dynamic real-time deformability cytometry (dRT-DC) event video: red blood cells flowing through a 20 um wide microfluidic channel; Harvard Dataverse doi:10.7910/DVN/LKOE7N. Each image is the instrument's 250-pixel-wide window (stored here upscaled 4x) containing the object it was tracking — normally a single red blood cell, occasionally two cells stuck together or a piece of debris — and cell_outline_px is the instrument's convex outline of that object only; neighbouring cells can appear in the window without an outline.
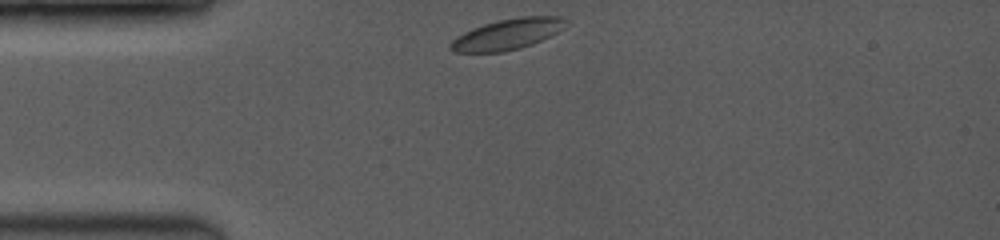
{"species": "common noctule bat (a hibernating species)", "species_latin": "Nyctalus noctula", "temperature_condition": "room temperature", "stored_images_in_passage": 9, "segment_of_instrument_passage": [1, 2], "camera_frame_rate_fps": 3500, "um_per_image_px": 0.085, "animal": {"sex": "female", "body_mass_g": 19.0, "forearm_length_mm": 53.3}, "frame": {"image": 1, "passage_image": 1, "time_ms": 0.0, "image_size_px": [1000, 240], "cell_outline_px": [[572, 20], [564, 28], [540, 40], [520, 48], [500, 52], [452, 52], [448, 48], [448, 44], [456, 36], [472, 28], [484, 24], [500, 20], [520, 16], [564, 16]], "centroid_in_image_um": [43.15, 2.89], "position_along_channel_um": 41.9, "area_um2": 20.81}}
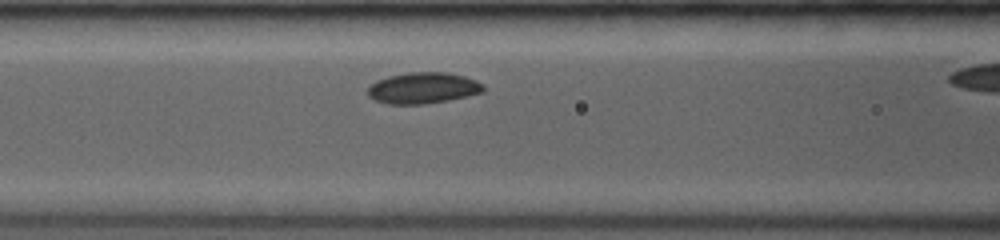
{"frame": {"image": 2, "passage_image": 6, "time_ms": 2.857, "image_size_px": [1000, 240], "cell_outline_px": [[484, 92], [468, 96], [448, 100], [424, 104], [388, 104], [376, 100], [368, 96], [368, 88], [376, 80], [388, 76], [408, 72], [448, 72], [464, 76], [476, 80], [484, 84]], "centroid_in_image_um": [35.98, 7.47], "position_along_channel_um": 130.6, "area_um2": 21.1}}
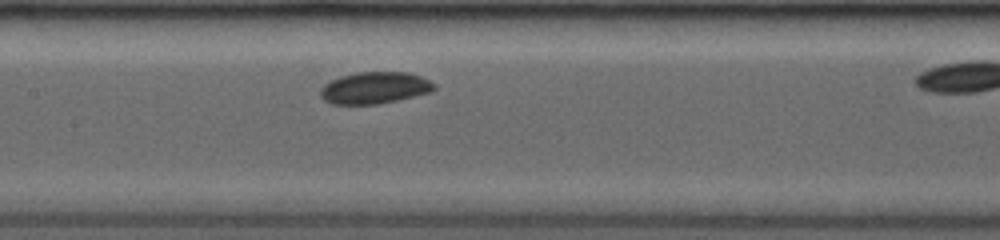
{"frame": {"image": 3, "passage_image": 8, "time_ms": 4.0, "image_size_px": [1000, 240], "cell_outline_px": [[436, 88], [432, 92], [396, 100], [376, 104], [332, 104], [324, 100], [320, 96], [320, 88], [324, 84], [340, 76], [356, 72], [408, 72], [420, 76], [436, 84]], "centroid_in_image_um": [31.84, 7.46], "position_along_channel_um": 175.6, "area_um2": 21.1}}